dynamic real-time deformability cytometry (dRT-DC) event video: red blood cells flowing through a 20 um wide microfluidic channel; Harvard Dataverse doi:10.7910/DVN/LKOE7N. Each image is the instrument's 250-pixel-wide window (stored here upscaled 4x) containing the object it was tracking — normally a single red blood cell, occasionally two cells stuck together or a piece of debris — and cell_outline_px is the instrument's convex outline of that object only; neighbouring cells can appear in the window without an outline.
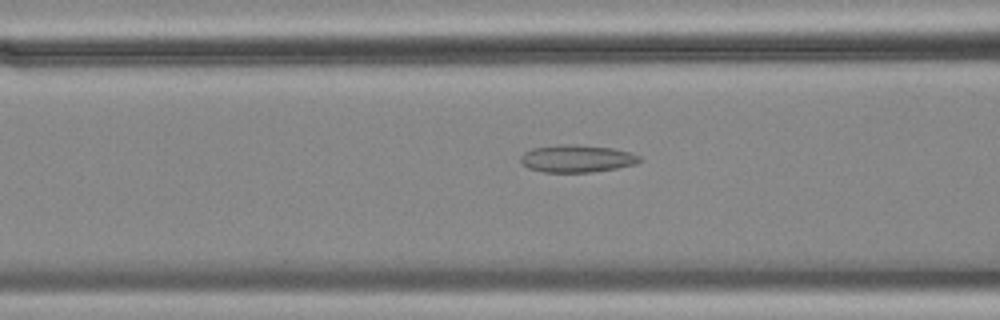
{"species": "common noctule bat (a hibernating species)", "species_latin": "Nyctalus noctula", "temperature_condition": "cold", "stored_images_in_passage": 43, "camera_frame_rate_fps": 3000, "um_per_image_px": 0.085, "animal": {"sex": "female", "body_mass_g": 18.4}, "frame": {"image": 1, "passage_image": 8, "time_ms": 2.333, "image_size_px": [1000, 320], "cell_outline_px": [[640, 160], [636, 164], [616, 168], [592, 172], [544, 172], [528, 168], [520, 160], [520, 156], [524, 152], [532, 148], [560, 144], [572, 144], [612, 148], [632, 152], [640, 156]], "centroid_in_image_um": [49.03, 13.47], "position_along_channel_um": 117.6, "area_um2": 19.02}}
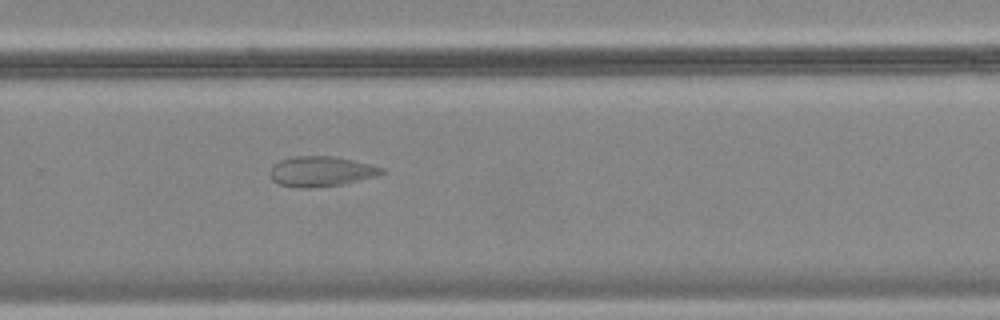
{"frame": {"image": 2, "passage_image": 24, "time_ms": 7.667, "image_size_px": [1000, 320], "cell_outline_px": [[384, 172], [376, 176], [344, 184], [312, 188], [296, 188], [280, 184], [272, 180], [268, 172], [272, 164], [280, 160], [296, 156], [336, 156], [384, 168]], "centroid_in_image_um": [27.24, 14.57], "position_along_channel_um": 302.6, "area_um2": 19.77}}
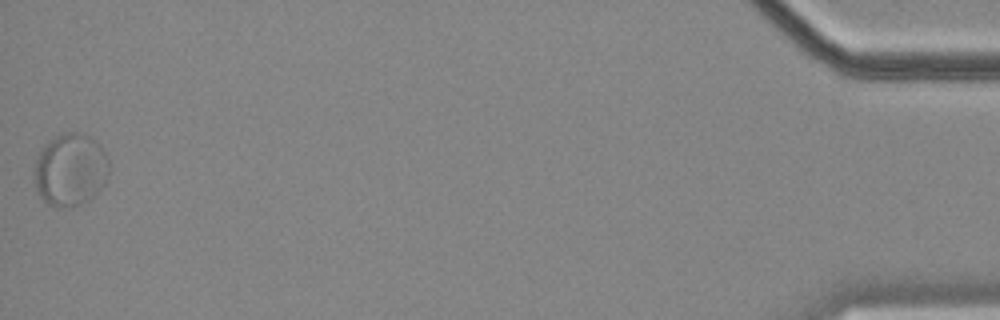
{"frame": {"image": 3, "passage_image": 43, "time_ms": 14.0, "image_size_px": [1000, 320], "cell_outline_px": [[108, 180], [88, 200], [72, 208], [56, 208], [48, 204], [36, 192], [32, 180], [32, 172], [36, 160], [44, 144], [48, 140], [64, 132], [80, 132], [92, 136], [100, 144], [108, 160]], "centroid_in_image_um": [5.94, 14.43], "position_along_channel_um": 429.3, "area_um2": 32.37}, "authors_computed_cell_mechanics": {"area_um2": 20.0566, "velocity_mm_per_s": 3.4775, "shape_relaxation_time_tau1_ms": null, "shape_relaxation_time_tau2_ms": 2.7048, "deformation_change_tau1": null, "deformation_change_tau2": 0.0589}}